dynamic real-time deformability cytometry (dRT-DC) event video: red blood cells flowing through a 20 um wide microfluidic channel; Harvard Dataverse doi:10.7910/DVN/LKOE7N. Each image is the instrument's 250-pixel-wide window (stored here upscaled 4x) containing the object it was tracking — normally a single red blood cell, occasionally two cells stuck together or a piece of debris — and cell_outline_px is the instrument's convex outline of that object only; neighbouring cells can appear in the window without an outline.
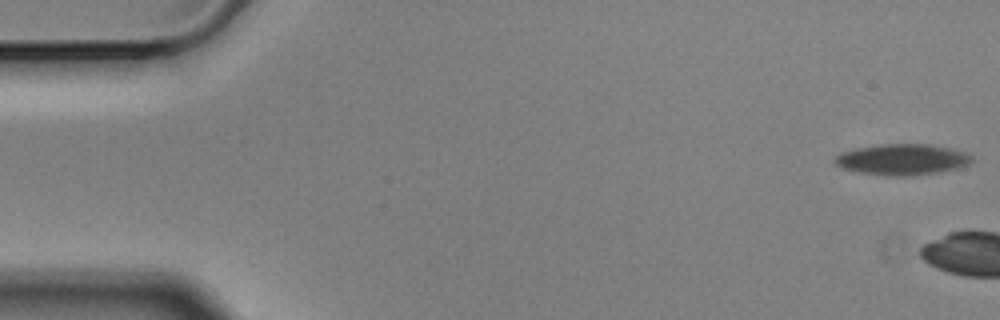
{"species": "Egyptian fruit bat (a non-hibernating species)", "species_latin": "Rousettus aegyptiacus", "temperature_condition": "cold", "stored_images_in_passage": 5, "camera_frame_rate_fps": 3000, "um_per_image_px": 0.085, "animal": {"sex": "male"}, "frame": {"image": 1, "passage_image": 1, "time_ms": 0.0, "image_size_px": [1000, 320], "cell_outline_px": [[972, 160], [968, 164], [956, 168], [936, 172], [908, 176], [888, 176], [860, 172], [840, 168], [832, 160], [840, 152], [856, 148], [880, 144], [932, 144], [952, 148], [964, 152], [972, 156]], "centroid_in_image_um": [76.65, 13.54], "position_along_channel_um": 8.4, "area_um2": 24.74}}